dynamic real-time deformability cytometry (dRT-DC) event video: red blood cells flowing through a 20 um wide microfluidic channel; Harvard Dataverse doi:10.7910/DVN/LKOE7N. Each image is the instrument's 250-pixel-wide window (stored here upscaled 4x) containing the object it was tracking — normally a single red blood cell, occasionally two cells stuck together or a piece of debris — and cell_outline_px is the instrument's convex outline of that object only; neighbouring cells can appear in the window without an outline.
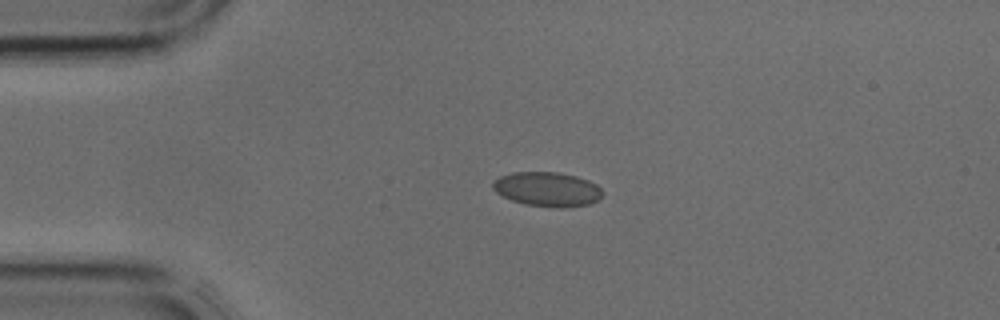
{"species": "common noctule bat (a hibernating species)", "species_latin": "Nyctalus noctula", "temperature_condition": "cold", "stored_images_in_passage": 4, "camera_frame_rate_fps": 3000, "um_per_image_px": 0.085, "animal": {"sex": "male", "body_mass_g": 17.9, "forearm_length_mm": 54.2}, "frame": {"image": 1, "passage_image": 3, "time_ms": 0.667, "image_size_px": [1000, 320], "cell_outline_px": [[604, 196], [588, 204], [560, 208], [524, 204], [512, 200], [496, 192], [492, 188], [492, 184], [500, 176], [512, 172], [560, 172], [576, 176], [588, 180], [596, 184], [604, 192]], "centroid_in_image_um": [46.54, 16.07], "position_along_channel_um": 38.5, "area_um2": 21.96}}
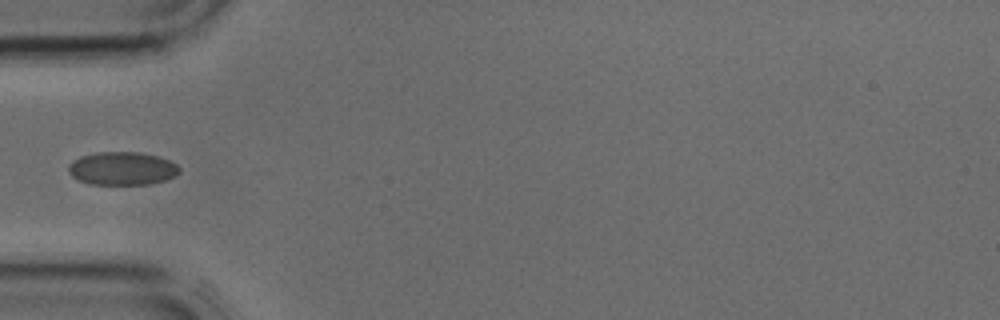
{"frame": {"image": 2, "passage_image": 4, "time_ms": 1.0, "image_size_px": [1000, 320], "cell_outline_px": [[180, 172], [176, 176], [164, 180], [148, 184], [88, 184], [72, 176], [68, 172], [68, 164], [72, 160], [80, 156], [96, 152], [136, 152], [156, 156], [168, 160], [176, 164], [180, 168]], "centroid_in_image_um": [10.36, 14.32], "position_along_channel_um": 74.6, "area_um2": 21.44}}